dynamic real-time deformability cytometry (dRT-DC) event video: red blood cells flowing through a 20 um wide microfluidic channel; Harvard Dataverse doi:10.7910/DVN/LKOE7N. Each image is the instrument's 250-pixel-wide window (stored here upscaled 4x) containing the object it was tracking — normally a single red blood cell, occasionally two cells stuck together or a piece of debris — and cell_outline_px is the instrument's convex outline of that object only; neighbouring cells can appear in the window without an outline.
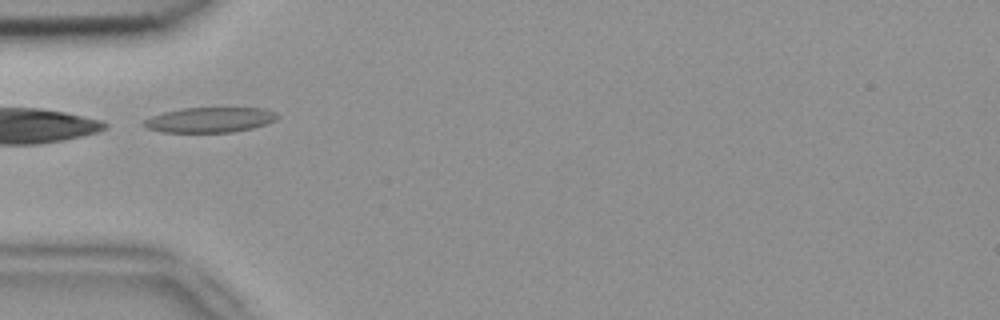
{"species": "common noctule bat (a hibernating species)", "species_latin": "Nyctalus noctula", "temperature_condition": "room temperature", "stored_images_in_passage": 6, "camera_frame_rate_fps": 3000, "um_per_image_px": 0.085, "animal": {"sex": "female", "body_mass_g": 18.4}, "frame": {"image": 1, "passage_image": 5, "time_ms": 1.333, "image_size_px": [1000, 320], "cell_outline_px": [[280, 116], [276, 120], [252, 128], [232, 132], [164, 132], [148, 128], [140, 124], [144, 120], [152, 116], [164, 112], [180, 108], [264, 108], [276, 112]], "centroid_in_image_um": [17.84, 10.18], "position_along_channel_um": 67.2, "area_um2": 19.54}}